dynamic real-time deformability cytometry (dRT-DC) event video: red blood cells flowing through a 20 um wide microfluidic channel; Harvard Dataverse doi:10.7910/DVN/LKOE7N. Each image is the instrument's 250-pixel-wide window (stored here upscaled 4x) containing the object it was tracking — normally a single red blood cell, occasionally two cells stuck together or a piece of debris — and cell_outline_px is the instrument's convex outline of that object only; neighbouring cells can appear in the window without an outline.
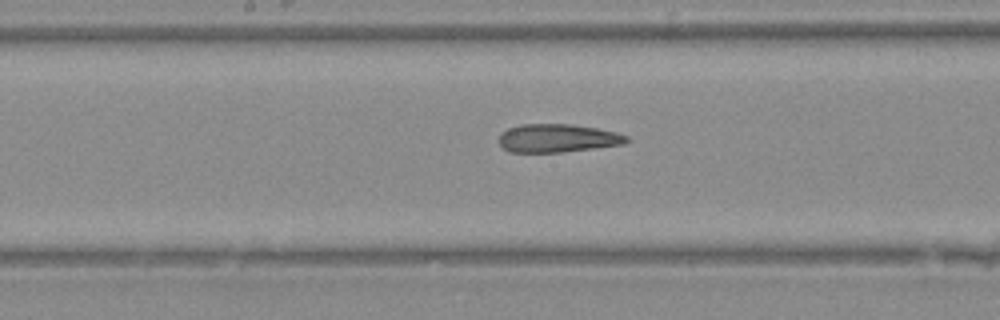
{"species": "Egyptian fruit bat (a non-hibernating species)", "species_latin": "Rousettus aegyptiacus", "temperature_condition": "warm", "stored_images_in_passage": 13, "camera_frame_rate_fps": 3000, "um_per_image_px": 0.085, "animal": {"sex": "female"}, "frame": {"image": 1, "passage_image": 11, "time_ms": 3.333, "image_size_px": [1000, 320], "cell_outline_px": [[628, 140], [624, 144], [596, 148], [560, 152], [508, 152], [500, 144], [500, 132], [508, 128], [520, 124], [572, 124], [596, 128], [616, 132], [628, 136]], "centroid_in_image_um": [47.38, 11.74], "position_along_channel_um": 200.8, "area_um2": 21.04}}